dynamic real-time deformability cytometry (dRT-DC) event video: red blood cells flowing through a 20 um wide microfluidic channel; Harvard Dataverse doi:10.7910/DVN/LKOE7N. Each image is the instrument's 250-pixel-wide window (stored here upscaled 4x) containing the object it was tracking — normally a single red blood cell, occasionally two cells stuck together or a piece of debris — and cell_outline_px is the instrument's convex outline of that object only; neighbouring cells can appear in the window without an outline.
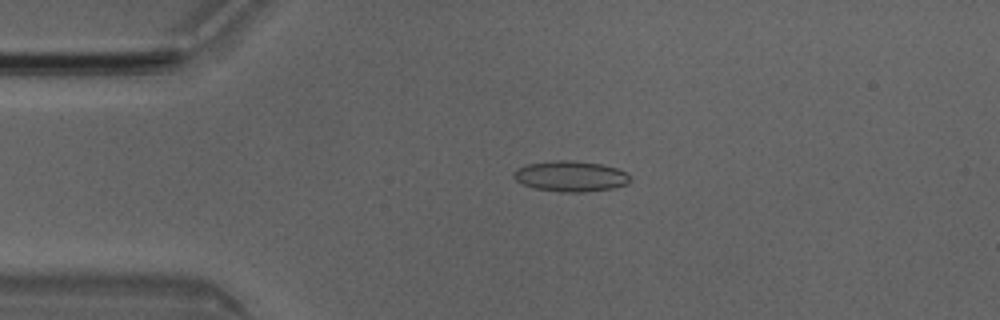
{"species": "Egyptian fruit bat (a non-hibernating species)", "species_latin": "Rousettus aegyptiacus", "temperature_condition": "room temperature", "stored_images_in_passage": 3, "camera_frame_rate_fps": 3000, "um_per_image_px": 0.085, "animal": {"sex": "male"}, "frame": {"image": 1, "passage_image": 2, "time_ms": 0.333, "image_size_px": [1000, 320], "cell_outline_px": [[632, 180], [628, 184], [612, 188], [584, 192], [560, 192], [536, 188], [524, 184], [516, 180], [512, 176], [512, 172], [516, 168], [528, 164], [556, 160], [568, 160], [600, 164], [616, 168], [624, 172]], "centroid_in_image_um": [48.48, 14.98], "position_along_channel_um": 36.5, "area_um2": 20.63}}